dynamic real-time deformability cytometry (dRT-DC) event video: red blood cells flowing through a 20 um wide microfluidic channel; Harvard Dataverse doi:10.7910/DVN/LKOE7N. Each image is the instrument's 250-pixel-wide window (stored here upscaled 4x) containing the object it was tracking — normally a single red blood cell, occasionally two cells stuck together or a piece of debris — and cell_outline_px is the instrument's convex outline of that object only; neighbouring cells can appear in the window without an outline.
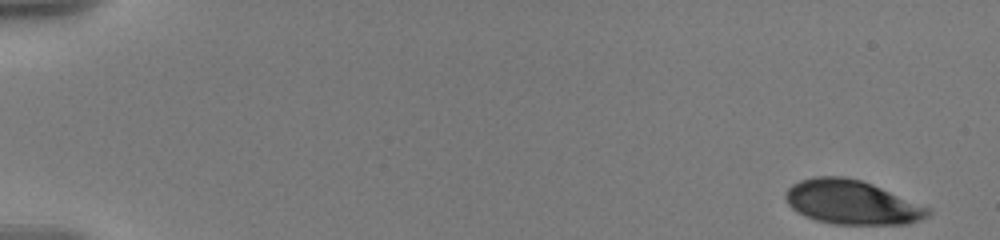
{"species": "human", "species_latin": "Homo sapiens", "temperature_condition": "warm", "stored_images_in_passage": 89, "camera_frame_rate_fps": 3000, "um_per_image_px": 0.085, "donor": {"sex": "male"}, "frame": {"image": 1, "passage_image": 1, "time_ms": 0.0, "image_size_px": [1000, 240], "cell_outline_px": [[932, 212], [928, 216], [920, 220], [904, 224], [836, 224], [816, 220], [804, 216], [792, 208], [788, 204], [784, 196], [784, 192], [792, 184], [800, 180], [816, 176], [844, 176], [860, 180], [872, 184], [928, 208]], "centroid_in_image_um": [72.34, 17.19], "position_along_channel_um": 12.7, "area_um2": 36.3}}
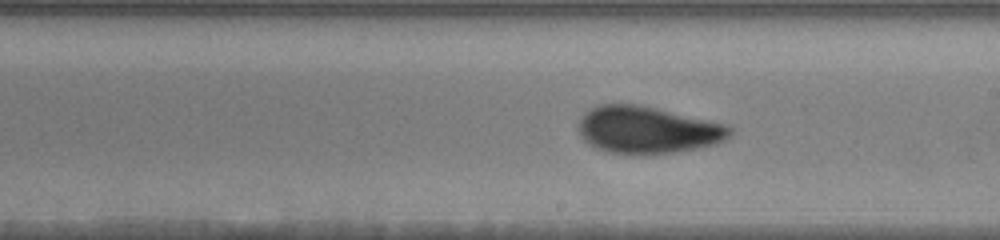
{"frame": {"image": 2, "passage_image": 56, "time_ms": 10.667, "image_size_px": [1000, 240], "cell_outline_px": [[732, 136], [716, 144], [696, 148], [672, 152], [608, 152], [596, 148], [588, 144], [580, 136], [580, 116], [584, 112], [600, 104], [640, 104], [708, 120], [724, 124], [732, 128]], "centroid_in_image_um": [55.03, 11.01], "position_along_channel_um": 234.0, "area_um2": 40.86}}
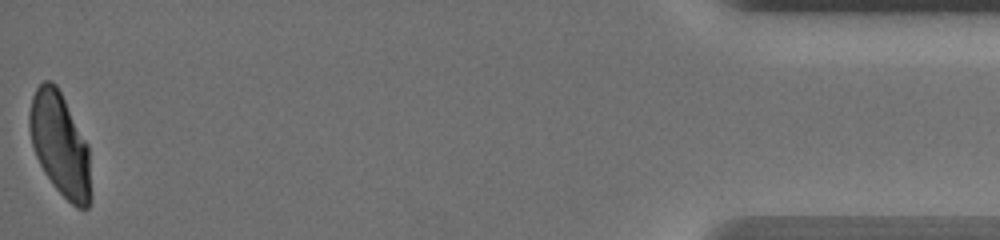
{"frame": {"image": 3, "passage_image": 88, "time_ms": 18.333, "image_size_px": [1000, 240], "cell_outline_px": [[92, 196], [88, 208], [76, 208], [52, 184], [44, 172], [36, 156], [32, 144], [28, 124], [28, 116], [32, 96], [36, 88], [44, 80], [52, 80], [56, 84], [88, 144]], "centroid_in_image_um": [5.11, 12.29], "position_along_channel_um": 430.1, "area_um2": 36.99}, "authors_computed_cell_mechanics": {"area_um2": 39.2462, "velocity_mm_per_s": 3.5739, "shape_relaxation_time_tau1_ms": 4.0292, "shape_relaxation_time_tau2_ms": 0.7441, "deformation_change_tau1": 0.1533, "deformation_change_tau2": 0.0476}}